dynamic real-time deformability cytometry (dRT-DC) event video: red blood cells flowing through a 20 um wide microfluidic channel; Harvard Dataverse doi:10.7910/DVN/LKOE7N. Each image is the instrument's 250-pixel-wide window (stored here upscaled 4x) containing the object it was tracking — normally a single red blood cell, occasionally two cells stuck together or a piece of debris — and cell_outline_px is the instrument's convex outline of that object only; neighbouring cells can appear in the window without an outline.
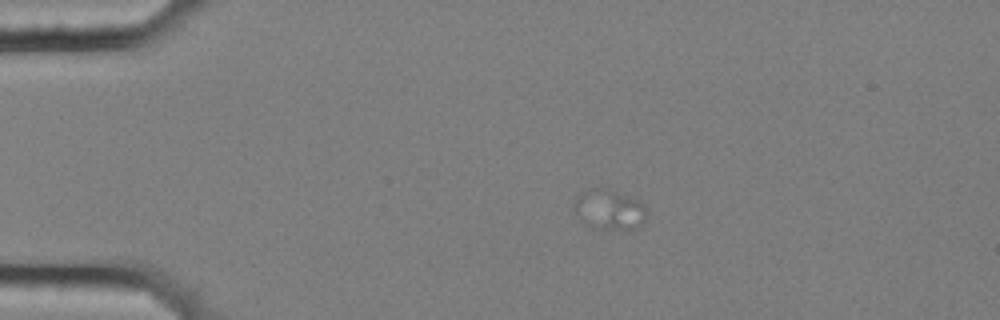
{"species": "common noctule bat (a hibernating species)", "species_latin": "Nyctalus noctula", "temperature_condition": "cold", "stored_images_in_passage": 14, "camera_frame_rate_fps": 3000, "um_per_image_px": 0.085, "animal": {"sex": "female", "body_mass_g": 25.1}, "frame": {"image": 1, "passage_image": 5, "time_ms": 1.333, "image_size_px": [1000, 320], "cell_outline_px": [[648, 212], [640, 228], [592, 228], [572, 208], [576, 200], [580, 196], [592, 188], [600, 184], [640, 200], [644, 204]], "centroid_in_image_um": [51.86, 17.76], "position_along_channel_um": 33.1, "area_um2": 16.94}}
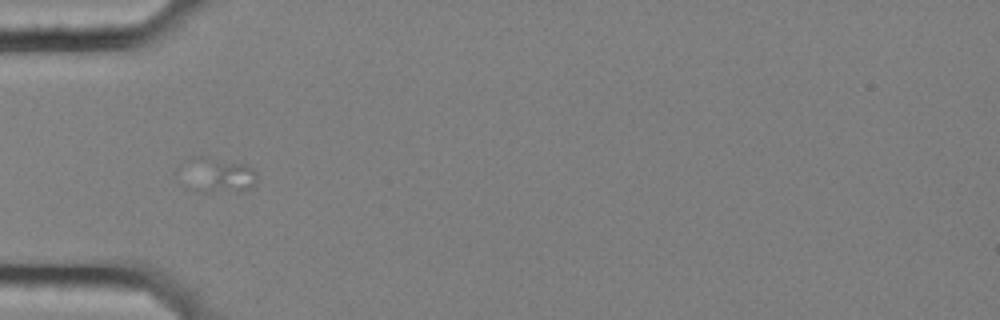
{"frame": {"image": 2, "passage_image": 12, "time_ms": 3.667, "image_size_px": [1000, 320], "cell_outline_px": [[256, 180], [248, 188], [240, 192], [204, 192], [172, 172], [184, 160], [192, 156], [208, 156], [244, 164], [252, 168], [256, 172]], "centroid_in_image_um": [18.36, 14.82], "position_along_channel_um": 66.6, "area_um2": 15.95}}